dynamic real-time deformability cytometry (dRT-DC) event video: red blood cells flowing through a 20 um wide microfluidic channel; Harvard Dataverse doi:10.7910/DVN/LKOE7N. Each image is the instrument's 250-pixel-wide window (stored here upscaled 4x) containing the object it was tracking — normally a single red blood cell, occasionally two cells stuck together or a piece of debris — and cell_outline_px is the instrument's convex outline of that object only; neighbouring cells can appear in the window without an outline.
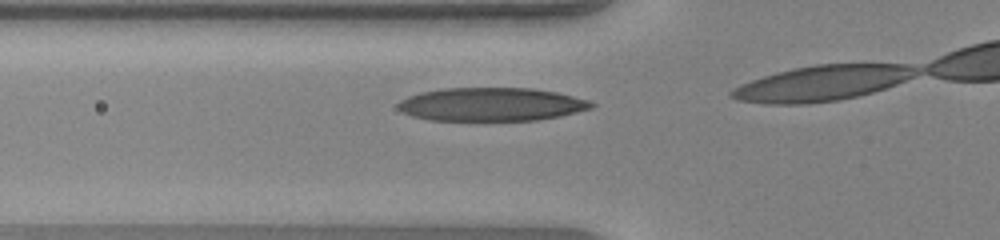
{"species": "human", "species_latin": "Homo sapiens", "temperature_condition": "warm", "stored_images_in_passage": 6, "camera_frame_rate_fps": 3000, "um_per_image_px": 0.085, "donor": {"sex": "female"}, "frame": {"image": 1, "passage_image": 2, "time_ms": 0.333, "image_size_px": [1000, 240], "cell_outline_px": [[596, 104], [592, 108], [560, 116], [536, 120], [428, 120], [412, 116], [404, 112], [396, 104], [400, 100], [408, 96], [420, 92], [444, 88], [532, 88], [556, 92], [588, 100]], "centroid_in_image_um": [41.76, 8.86], "position_along_channel_um": 84.0, "area_um2": 37.51}}
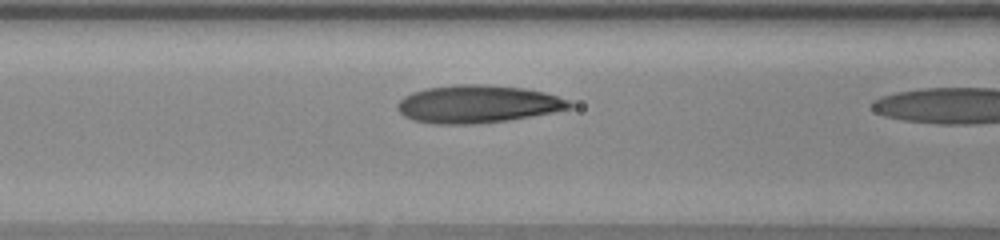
{"frame": {"image": 2, "passage_image": 5, "time_ms": 1.333, "image_size_px": [1000, 240], "cell_outline_px": [[572, 108], [532, 116], [508, 120], [472, 124], [432, 124], [412, 120], [404, 116], [396, 108], [396, 104], [404, 96], [412, 92], [428, 88], [456, 84], [484, 84], [524, 88], [544, 92], [568, 100], [572, 104]], "centroid_in_image_um": [40.57, 8.85], "position_along_channel_um": 126.0, "area_um2": 37.86}}